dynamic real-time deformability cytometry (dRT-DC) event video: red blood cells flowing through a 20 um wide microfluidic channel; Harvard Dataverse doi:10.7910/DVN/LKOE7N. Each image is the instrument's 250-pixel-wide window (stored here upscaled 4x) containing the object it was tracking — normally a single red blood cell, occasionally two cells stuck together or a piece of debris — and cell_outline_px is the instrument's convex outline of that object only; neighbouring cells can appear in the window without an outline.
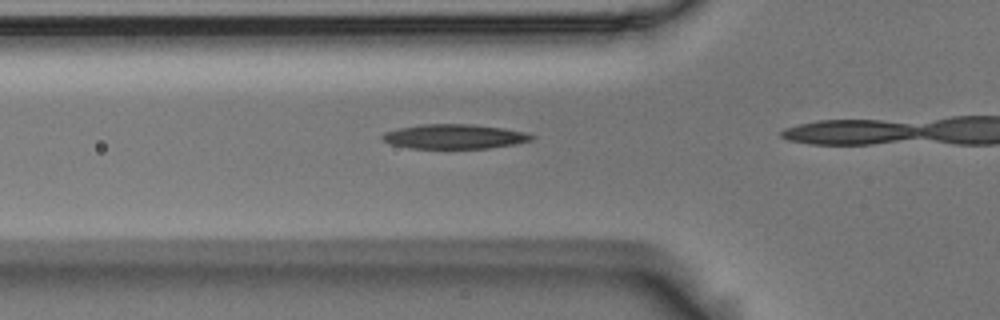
{"species": "Egyptian fruit bat (a non-hibernating species)", "species_latin": "Rousettus aegyptiacus", "temperature_condition": "room temperature", "stored_images_in_passage": 4, "camera_frame_rate_fps": 3000, "um_per_image_px": 0.085, "animal": {"sex": "male"}, "frame": {"image": 1, "passage_image": 2, "time_ms": 0.333, "image_size_px": [1000, 320], "cell_outline_px": [[536, 136], [532, 140], [516, 144], [488, 148], [412, 148], [388, 144], [380, 140], [380, 136], [384, 132], [400, 128], [424, 124], [468, 124], [504, 128], [524, 132]], "centroid_in_image_um": [38.59, 11.61], "position_along_channel_um": 87.2, "area_um2": 21.39}}